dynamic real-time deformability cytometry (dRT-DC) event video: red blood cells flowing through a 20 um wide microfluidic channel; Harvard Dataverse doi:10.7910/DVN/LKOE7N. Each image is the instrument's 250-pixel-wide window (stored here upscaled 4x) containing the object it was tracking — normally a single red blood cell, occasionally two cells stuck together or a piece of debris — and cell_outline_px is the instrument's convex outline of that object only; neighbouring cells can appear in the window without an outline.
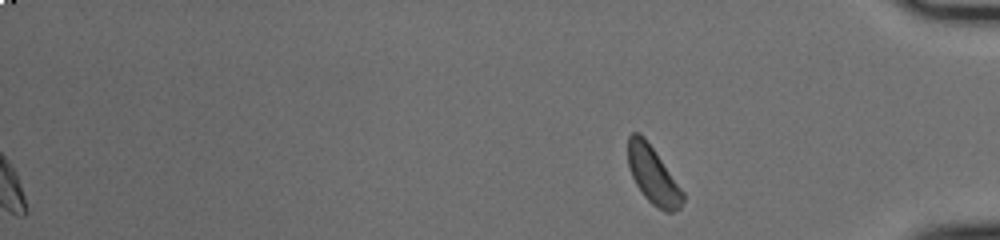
{"species": "common noctule bat (a hibernating species)", "species_latin": "Nyctalus noctula", "temperature_condition": "cold", "stored_images_in_passage": 48, "segment_of_instrument_passage": [2, 2], "camera_frame_rate_fps": 3000, "um_per_image_px": 0.085, "animal": {"sex": "male", "body_mass_g": 20.0, "forearm_length_mm": 53.3}, "frame": {"image": 1, "passage_image": 48, "time_ms": 15.667, "image_size_px": [1000, 240], "cell_outline_px": [[684, 200], [680, 208], [672, 212], [664, 212], [652, 204], [644, 196], [636, 184], [632, 176], [628, 164], [628, 136], [632, 132], [640, 132], [644, 136], [684, 192]], "centroid_in_image_um": [55.5, 14.89], "position_along_channel_um": 379.7, "area_um2": 18.21}}